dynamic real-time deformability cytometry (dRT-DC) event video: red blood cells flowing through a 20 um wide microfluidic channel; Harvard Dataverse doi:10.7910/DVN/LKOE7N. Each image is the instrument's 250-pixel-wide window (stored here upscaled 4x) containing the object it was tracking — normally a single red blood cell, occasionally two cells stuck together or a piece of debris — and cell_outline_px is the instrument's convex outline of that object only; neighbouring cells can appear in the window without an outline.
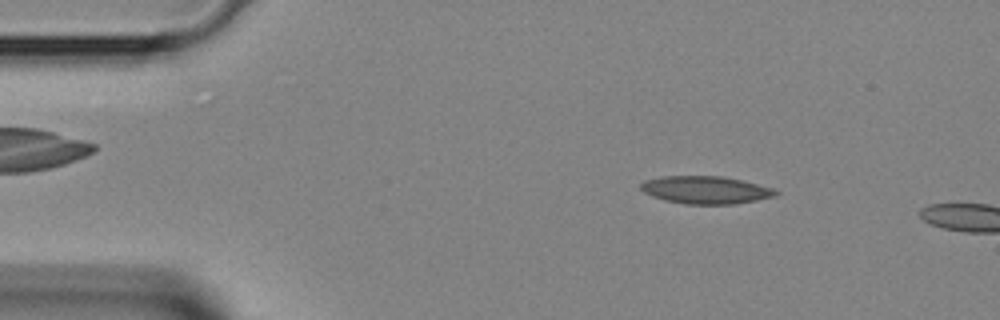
{"species": "Egyptian fruit bat (a non-hibernating species)", "species_latin": "Rousettus aegyptiacus", "temperature_condition": "room temperature", "stored_images_in_passage": 3, "camera_frame_rate_fps": 3000, "um_per_image_px": 0.085, "animal": {"sex": "female"}, "frame": {"image": 1, "passage_image": 1, "time_ms": 0.0, "image_size_px": [1000, 320], "cell_outline_px": [[780, 192], [776, 196], [736, 204], [684, 204], [664, 200], [652, 196], [644, 192], [640, 188], [640, 184], [644, 180], [660, 176], [720, 176], [740, 180], [776, 188]], "centroid_in_image_um": [59.99, 16.14], "position_along_channel_um": 25.0, "area_um2": 21.91}}